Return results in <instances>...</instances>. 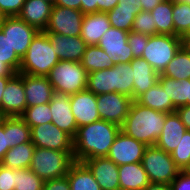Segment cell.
I'll list each match as a JSON object with an SVG mask.
<instances>
[{
    "label": "cell",
    "instance_id": "1",
    "mask_svg": "<svg viewBox=\"0 0 190 190\" xmlns=\"http://www.w3.org/2000/svg\"><path fill=\"white\" fill-rule=\"evenodd\" d=\"M120 130V126L102 119L78 127L73 138L74 161L107 156Z\"/></svg>",
    "mask_w": 190,
    "mask_h": 190
},
{
    "label": "cell",
    "instance_id": "2",
    "mask_svg": "<svg viewBox=\"0 0 190 190\" xmlns=\"http://www.w3.org/2000/svg\"><path fill=\"white\" fill-rule=\"evenodd\" d=\"M167 114L133 101L121 131L146 146L155 145L161 135Z\"/></svg>",
    "mask_w": 190,
    "mask_h": 190
},
{
    "label": "cell",
    "instance_id": "3",
    "mask_svg": "<svg viewBox=\"0 0 190 190\" xmlns=\"http://www.w3.org/2000/svg\"><path fill=\"white\" fill-rule=\"evenodd\" d=\"M59 61L47 33L38 31L33 37L25 56L21 59L19 73L47 76Z\"/></svg>",
    "mask_w": 190,
    "mask_h": 190
},
{
    "label": "cell",
    "instance_id": "4",
    "mask_svg": "<svg viewBox=\"0 0 190 190\" xmlns=\"http://www.w3.org/2000/svg\"><path fill=\"white\" fill-rule=\"evenodd\" d=\"M73 162V151H58L35 146L29 169L46 181L66 176Z\"/></svg>",
    "mask_w": 190,
    "mask_h": 190
},
{
    "label": "cell",
    "instance_id": "5",
    "mask_svg": "<svg viewBox=\"0 0 190 190\" xmlns=\"http://www.w3.org/2000/svg\"><path fill=\"white\" fill-rule=\"evenodd\" d=\"M47 78L54 91L72 95L87 89L88 73L81 62L59 61Z\"/></svg>",
    "mask_w": 190,
    "mask_h": 190
},
{
    "label": "cell",
    "instance_id": "6",
    "mask_svg": "<svg viewBox=\"0 0 190 190\" xmlns=\"http://www.w3.org/2000/svg\"><path fill=\"white\" fill-rule=\"evenodd\" d=\"M141 163L150 183L171 184L180 172L171 155L156 145L147 146Z\"/></svg>",
    "mask_w": 190,
    "mask_h": 190
},
{
    "label": "cell",
    "instance_id": "7",
    "mask_svg": "<svg viewBox=\"0 0 190 190\" xmlns=\"http://www.w3.org/2000/svg\"><path fill=\"white\" fill-rule=\"evenodd\" d=\"M181 46L182 39L179 36L152 35L149 36L148 44L143 52L142 58L157 73L162 74Z\"/></svg>",
    "mask_w": 190,
    "mask_h": 190
},
{
    "label": "cell",
    "instance_id": "8",
    "mask_svg": "<svg viewBox=\"0 0 190 190\" xmlns=\"http://www.w3.org/2000/svg\"><path fill=\"white\" fill-rule=\"evenodd\" d=\"M83 18L84 13L81 10L53 5L44 32L64 36H81Z\"/></svg>",
    "mask_w": 190,
    "mask_h": 190
},
{
    "label": "cell",
    "instance_id": "9",
    "mask_svg": "<svg viewBox=\"0 0 190 190\" xmlns=\"http://www.w3.org/2000/svg\"><path fill=\"white\" fill-rule=\"evenodd\" d=\"M2 33L8 38L9 43L17 56L22 59L38 30L27 24L18 16H6L3 20Z\"/></svg>",
    "mask_w": 190,
    "mask_h": 190
},
{
    "label": "cell",
    "instance_id": "10",
    "mask_svg": "<svg viewBox=\"0 0 190 190\" xmlns=\"http://www.w3.org/2000/svg\"><path fill=\"white\" fill-rule=\"evenodd\" d=\"M31 142L39 148L74 151L73 138L53 123L31 127Z\"/></svg>",
    "mask_w": 190,
    "mask_h": 190
},
{
    "label": "cell",
    "instance_id": "11",
    "mask_svg": "<svg viewBox=\"0 0 190 190\" xmlns=\"http://www.w3.org/2000/svg\"><path fill=\"white\" fill-rule=\"evenodd\" d=\"M100 119L122 126L129 113L133 99L121 93L96 95Z\"/></svg>",
    "mask_w": 190,
    "mask_h": 190
},
{
    "label": "cell",
    "instance_id": "12",
    "mask_svg": "<svg viewBox=\"0 0 190 190\" xmlns=\"http://www.w3.org/2000/svg\"><path fill=\"white\" fill-rule=\"evenodd\" d=\"M129 32L111 27L104 33L98 46L104 50L112 60L113 65L130 63L134 57L128 44Z\"/></svg>",
    "mask_w": 190,
    "mask_h": 190
},
{
    "label": "cell",
    "instance_id": "13",
    "mask_svg": "<svg viewBox=\"0 0 190 190\" xmlns=\"http://www.w3.org/2000/svg\"><path fill=\"white\" fill-rule=\"evenodd\" d=\"M147 146L120 130L107 155L116 165L142 162Z\"/></svg>",
    "mask_w": 190,
    "mask_h": 190
},
{
    "label": "cell",
    "instance_id": "14",
    "mask_svg": "<svg viewBox=\"0 0 190 190\" xmlns=\"http://www.w3.org/2000/svg\"><path fill=\"white\" fill-rule=\"evenodd\" d=\"M26 109L23 73H15L7 82L1 101L3 117L21 116Z\"/></svg>",
    "mask_w": 190,
    "mask_h": 190
},
{
    "label": "cell",
    "instance_id": "15",
    "mask_svg": "<svg viewBox=\"0 0 190 190\" xmlns=\"http://www.w3.org/2000/svg\"><path fill=\"white\" fill-rule=\"evenodd\" d=\"M49 105L52 115L51 123L74 138L78 127L74 115L72 114L70 95L54 91Z\"/></svg>",
    "mask_w": 190,
    "mask_h": 190
},
{
    "label": "cell",
    "instance_id": "16",
    "mask_svg": "<svg viewBox=\"0 0 190 190\" xmlns=\"http://www.w3.org/2000/svg\"><path fill=\"white\" fill-rule=\"evenodd\" d=\"M82 162L89 168L101 190H120L118 165L110 158L95 157Z\"/></svg>",
    "mask_w": 190,
    "mask_h": 190
},
{
    "label": "cell",
    "instance_id": "17",
    "mask_svg": "<svg viewBox=\"0 0 190 190\" xmlns=\"http://www.w3.org/2000/svg\"><path fill=\"white\" fill-rule=\"evenodd\" d=\"M70 105L77 127L100 120L96 95L87 89L70 95Z\"/></svg>",
    "mask_w": 190,
    "mask_h": 190
},
{
    "label": "cell",
    "instance_id": "18",
    "mask_svg": "<svg viewBox=\"0 0 190 190\" xmlns=\"http://www.w3.org/2000/svg\"><path fill=\"white\" fill-rule=\"evenodd\" d=\"M47 35L60 61L81 62L87 46L81 36H64L58 33H47Z\"/></svg>",
    "mask_w": 190,
    "mask_h": 190
},
{
    "label": "cell",
    "instance_id": "19",
    "mask_svg": "<svg viewBox=\"0 0 190 190\" xmlns=\"http://www.w3.org/2000/svg\"><path fill=\"white\" fill-rule=\"evenodd\" d=\"M26 107L49 103L53 96V87L47 76L23 74Z\"/></svg>",
    "mask_w": 190,
    "mask_h": 190
},
{
    "label": "cell",
    "instance_id": "20",
    "mask_svg": "<svg viewBox=\"0 0 190 190\" xmlns=\"http://www.w3.org/2000/svg\"><path fill=\"white\" fill-rule=\"evenodd\" d=\"M111 28L107 13L98 11L85 14L82 21L81 38L87 46L98 45L102 36Z\"/></svg>",
    "mask_w": 190,
    "mask_h": 190
},
{
    "label": "cell",
    "instance_id": "21",
    "mask_svg": "<svg viewBox=\"0 0 190 190\" xmlns=\"http://www.w3.org/2000/svg\"><path fill=\"white\" fill-rule=\"evenodd\" d=\"M53 4L45 0H26L18 17L38 31H44L51 15Z\"/></svg>",
    "mask_w": 190,
    "mask_h": 190
},
{
    "label": "cell",
    "instance_id": "22",
    "mask_svg": "<svg viewBox=\"0 0 190 190\" xmlns=\"http://www.w3.org/2000/svg\"><path fill=\"white\" fill-rule=\"evenodd\" d=\"M186 131L187 129L177 113H168L161 135L155 145L170 154L177 147Z\"/></svg>",
    "mask_w": 190,
    "mask_h": 190
},
{
    "label": "cell",
    "instance_id": "23",
    "mask_svg": "<svg viewBox=\"0 0 190 190\" xmlns=\"http://www.w3.org/2000/svg\"><path fill=\"white\" fill-rule=\"evenodd\" d=\"M134 75V101L158 83L160 74L143 58L130 62Z\"/></svg>",
    "mask_w": 190,
    "mask_h": 190
},
{
    "label": "cell",
    "instance_id": "24",
    "mask_svg": "<svg viewBox=\"0 0 190 190\" xmlns=\"http://www.w3.org/2000/svg\"><path fill=\"white\" fill-rule=\"evenodd\" d=\"M120 190H144L149 184L141 162L118 166Z\"/></svg>",
    "mask_w": 190,
    "mask_h": 190
},
{
    "label": "cell",
    "instance_id": "25",
    "mask_svg": "<svg viewBox=\"0 0 190 190\" xmlns=\"http://www.w3.org/2000/svg\"><path fill=\"white\" fill-rule=\"evenodd\" d=\"M135 101L144 107L164 113H173L176 111V107L172 104V101L159 82L139 96Z\"/></svg>",
    "mask_w": 190,
    "mask_h": 190
},
{
    "label": "cell",
    "instance_id": "26",
    "mask_svg": "<svg viewBox=\"0 0 190 190\" xmlns=\"http://www.w3.org/2000/svg\"><path fill=\"white\" fill-rule=\"evenodd\" d=\"M67 178L70 190H101L89 168L81 161H74L70 166Z\"/></svg>",
    "mask_w": 190,
    "mask_h": 190
},
{
    "label": "cell",
    "instance_id": "27",
    "mask_svg": "<svg viewBox=\"0 0 190 190\" xmlns=\"http://www.w3.org/2000/svg\"><path fill=\"white\" fill-rule=\"evenodd\" d=\"M35 145L30 141L10 148L0 164L11 169L29 168L31 165Z\"/></svg>",
    "mask_w": 190,
    "mask_h": 190
},
{
    "label": "cell",
    "instance_id": "28",
    "mask_svg": "<svg viewBox=\"0 0 190 190\" xmlns=\"http://www.w3.org/2000/svg\"><path fill=\"white\" fill-rule=\"evenodd\" d=\"M158 82L176 108L188 105V83H190V79L176 80L160 74Z\"/></svg>",
    "mask_w": 190,
    "mask_h": 190
},
{
    "label": "cell",
    "instance_id": "29",
    "mask_svg": "<svg viewBox=\"0 0 190 190\" xmlns=\"http://www.w3.org/2000/svg\"><path fill=\"white\" fill-rule=\"evenodd\" d=\"M113 92L124 94L134 100V75L130 63L113 66Z\"/></svg>",
    "mask_w": 190,
    "mask_h": 190
},
{
    "label": "cell",
    "instance_id": "30",
    "mask_svg": "<svg viewBox=\"0 0 190 190\" xmlns=\"http://www.w3.org/2000/svg\"><path fill=\"white\" fill-rule=\"evenodd\" d=\"M173 0H165L150 11L156 25L157 35L174 36Z\"/></svg>",
    "mask_w": 190,
    "mask_h": 190
},
{
    "label": "cell",
    "instance_id": "31",
    "mask_svg": "<svg viewBox=\"0 0 190 190\" xmlns=\"http://www.w3.org/2000/svg\"><path fill=\"white\" fill-rule=\"evenodd\" d=\"M162 75L176 80L190 79V53L183 46L168 63Z\"/></svg>",
    "mask_w": 190,
    "mask_h": 190
},
{
    "label": "cell",
    "instance_id": "32",
    "mask_svg": "<svg viewBox=\"0 0 190 190\" xmlns=\"http://www.w3.org/2000/svg\"><path fill=\"white\" fill-rule=\"evenodd\" d=\"M81 64L88 74L114 66L112 60L98 45L86 46Z\"/></svg>",
    "mask_w": 190,
    "mask_h": 190
},
{
    "label": "cell",
    "instance_id": "33",
    "mask_svg": "<svg viewBox=\"0 0 190 190\" xmlns=\"http://www.w3.org/2000/svg\"><path fill=\"white\" fill-rule=\"evenodd\" d=\"M139 12L140 10L137 7L116 5L112 10L107 12V15L111 27L131 32L135 16Z\"/></svg>",
    "mask_w": 190,
    "mask_h": 190
},
{
    "label": "cell",
    "instance_id": "34",
    "mask_svg": "<svg viewBox=\"0 0 190 190\" xmlns=\"http://www.w3.org/2000/svg\"><path fill=\"white\" fill-rule=\"evenodd\" d=\"M87 90L94 95L113 93V66L89 73Z\"/></svg>",
    "mask_w": 190,
    "mask_h": 190
},
{
    "label": "cell",
    "instance_id": "35",
    "mask_svg": "<svg viewBox=\"0 0 190 190\" xmlns=\"http://www.w3.org/2000/svg\"><path fill=\"white\" fill-rule=\"evenodd\" d=\"M31 141V127L20 117H8L9 149Z\"/></svg>",
    "mask_w": 190,
    "mask_h": 190
},
{
    "label": "cell",
    "instance_id": "36",
    "mask_svg": "<svg viewBox=\"0 0 190 190\" xmlns=\"http://www.w3.org/2000/svg\"><path fill=\"white\" fill-rule=\"evenodd\" d=\"M174 36L182 37L190 27V5L173 0Z\"/></svg>",
    "mask_w": 190,
    "mask_h": 190
},
{
    "label": "cell",
    "instance_id": "37",
    "mask_svg": "<svg viewBox=\"0 0 190 190\" xmlns=\"http://www.w3.org/2000/svg\"><path fill=\"white\" fill-rule=\"evenodd\" d=\"M30 127L52 122V115L49 103L26 107L20 116Z\"/></svg>",
    "mask_w": 190,
    "mask_h": 190
},
{
    "label": "cell",
    "instance_id": "38",
    "mask_svg": "<svg viewBox=\"0 0 190 190\" xmlns=\"http://www.w3.org/2000/svg\"><path fill=\"white\" fill-rule=\"evenodd\" d=\"M45 181L29 168L16 169L14 190H43Z\"/></svg>",
    "mask_w": 190,
    "mask_h": 190
},
{
    "label": "cell",
    "instance_id": "39",
    "mask_svg": "<svg viewBox=\"0 0 190 190\" xmlns=\"http://www.w3.org/2000/svg\"><path fill=\"white\" fill-rule=\"evenodd\" d=\"M175 165L182 170L190 162V131H186L177 147L170 153Z\"/></svg>",
    "mask_w": 190,
    "mask_h": 190
},
{
    "label": "cell",
    "instance_id": "40",
    "mask_svg": "<svg viewBox=\"0 0 190 190\" xmlns=\"http://www.w3.org/2000/svg\"><path fill=\"white\" fill-rule=\"evenodd\" d=\"M0 60L7 64L15 73H19L21 59L12 49L8 38L5 37L2 31H0Z\"/></svg>",
    "mask_w": 190,
    "mask_h": 190
},
{
    "label": "cell",
    "instance_id": "41",
    "mask_svg": "<svg viewBox=\"0 0 190 190\" xmlns=\"http://www.w3.org/2000/svg\"><path fill=\"white\" fill-rule=\"evenodd\" d=\"M132 31L149 36L157 35L156 25L150 11H140L133 22Z\"/></svg>",
    "mask_w": 190,
    "mask_h": 190
},
{
    "label": "cell",
    "instance_id": "42",
    "mask_svg": "<svg viewBox=\"0 0 190 190\" xmlns=\"http://www.w3.org/2000/svg\"><path fill=\"white\" fill-rule=\"evenodd\" d=\"M149 40V35L136 33V32H129L128 34V44L132 49L133 57L142 58L143 52L147 47Z\"/></svg>",
    "mask_w": 190,
    "mask_h": 190
},
{
    "label": "cell",
    "instance_id": "43",
    "mask_svg": "<svg viewBox=\"0 0 190 190\" xmlns=\"http://www.w3.org/2000/svg\"><path fill=\"white\" fill-rule=\"evenodd\" d=\"M16 169L4 167L0 164V190H14Z\"/></svg>",
    "mask_w": 190,
    "mask_h": 190
},
{
    "label": "cell",
    "instance_id": "44",
    "mask_svg": "<svg viewBox=\"0 0 190 190\" xmlns=\"http://www.w3.org/2000/svg\"><path fill=\"white\" fill-rule=\"evenodd\" d=\"M26 0H0V12L6 16H18Z\"/></svg>",
    "mask_w": 190,
    "mask_h": 190
},
{
    "label": "cell",
    "instance_id": "45",
    "mask_svg": "<svg viewBox=\"0 0 190 190\" xmlns=\"http://www.w3.org/2000/svg\"><path fill=\"white\" fill-rule=\"evenodd\" d=\"M8 150V117H3L0 122V162Z\"/></svg>",
    "mask_w": 190,
    "mask_h": 190
},
{
    "label": "cell",
    "instance_id": "46",
    "mask_svg": "<svg viewBox=\"0 0 190 190\" xmlns=\"http://www.w3.org/2000/svg\"><path fill=\"white\" fill-rule=\"evenodd\" d=\"M43 190H70V184L67 175L61 178L46 180Z\"/></svg>",
    "mask_w": 190,
    "mask_h": 190
},
{
    "label": "cell",
    "instance_id": "47",
    "mask_svg": "<svg viewBox=\"0 0 190 190\" xmlns=\"http://www.w3.org/2000/svg\"><path fill=\"white\" fill-rule=\"evenodd\" d=\"M171 188L172 190H190V176L180 170L177 177L171 182Z\"/></svg>",
    "mask_w": 190,
    "mask_h": 190
},
{
    "label": "cell",
    "instance_id": "48",
    "mask_svg": "<svg viewBox=\"0 0 190 190\" xmlns=\"http://www.w3.org/2000/svg\"><path fill=\"white\" fill-rule=\"evenodd\" d=\"M175 112L180 117V120L185 125L186 129L190 131V105L180 106L176 108Z\"/></svg>",
    "mask_w": 190,
    "mask_h": 190
},
{
    "label": "cell",
    "instance_id": "49",
    "mask_svg": "<svg viewBox=\"0 0 190 190\" xmlns=\"http://www.w3.org/2000/svg\"><path fill=\"white\" fill-rule=\"evenodd\" d=\"M99 0H81V11L85 14L98 12Z\"/></svg>",
    "mask_w": 190,
    "mask_h": 190
},
{
    "label": "cell",
    "instance_id": "50",
    "mask_svg": "<svg viewBox=\"0 0 190 190\" xmlns=\"http://www.w3.org/2000/svg\"><path fill=\"white\" fill-rule=\"evenodd\" d=\"M54 5L81 10V0H55Z\"/></svg>",
    "mask_w": 190,
    "mask_h": 190
},
{
    "label": "cell",
    "instance_id": "51",
    "mask_svg": "<svg viewBox=\"0 0 190 190\" xmlns=\"http://www.w3.org/2000/svg\"><path fill=\"white\" fill-rule=\"evenodd\" d=\"M118 2L119 0H99V2H97L98 11L107 13L112 10L118 4Z\"/></svg>",
    "mask_w": 190,
    "mask_h": 190
},
{
    "label": "cell",
    "instance_id": "52",
    "mask_svg": "<svg viewBox=\"0 0 190 190\" xmlns=\"http://www.w3.org/2000/svg\"><path fill=\"white\" fill-rule=\"evenodd\" d=\"M165 0H140L142 4V10L152 11L158 4L162 3Z\"/></svg>",
    "mask_w": 190,
    "mask_h": 190
},
{
    "label": "cell",
    "instance_id": "53",
    "mask_svg": "<svg viewBox=\"0 0 190 190\" xmlns=\"http://www.w3.org/2000/svg\"><path fill=\"white\" fill-rule=\"evenodd\" d=\"M15 72L2 60H0V77H12Z\"/></svg>",
    "mask_w": 190,
    "mask_h": 190
},
{
    "label": "cell",
    "instance_id": "54",
    "mask_svg": "<svg viewBox=\"0 0 190 190\" xmlns=\"http://www.w3.org/2000/svg\"><path fill=\"white\" fill-rule=\"evenodd\" d=\"M144 190H172L171 184L150 183Z\"/></svg>",
    "mask_w": 190,
    "mask_h": 190
},
{
    "label": "cell",
    "instance_id": "55",
    "mask_svg": "<svg viewBox=\"0 0 190 190\" xmlns=\"http://www.w3.org/2000/svg\"><path fill=\"white\" fill-rule=\"evenodd\" d=\"M117 5L137 7L140 11H142V4L140 3V0H119Z\"/></svg>",
    "mask_w": 190,
    "mask_h": 190
},
{
    "label": "cell",
    "instance_id": "56",
    "mask_svg": "<svg viewBox=\"0 0 190 190\" xmlns=\"http://www.w3.org/2000/svg\"><path fill=\"white\" fill-rule=\"evenodd\" d=\"M11 77H0V113H1V101L3 98V92L5 91L6 84Z\"/></svg>",
    "mask_w": 190,
    "mask_h": 190
},
{
    "label": "cell",
    "instance_id": "57",
    "mask_svg": "<svg viewBox=\"0 0 190 190\" xmlns=\"http://www.w3.org/2000/svg\"><path fill=\"white\" fill-rule=\"evenodd\" d=\"M182 46L190 53V36H182Z\"/></svg>",
    "mask_w": 190,
    "mask_h": 190
},
{
    "label": "cell",
    "instance_id": "58",
    "mask_svg": "<svg viewBox=\"0 0 190 190\" xmlns=\"http://www.w3.org/2000/svg\"><path fill=\"white\" fill-rule=\"evenodd\" d=\"M182 171H183L185 174H187V175L190 176V162H189V164H188L186 167H184V168L182 169Z\"/></svg>",
    "mask_w": 190,
    "mask_h": 190
},
{
    "label": "cell",
    "instance_id": "59",
    "mask_svg": "<svg viewBox=\"0 0 190 190\" xmlns=\"http://www.w3.org/2000/svg\"><path fill=\"white\" fill-rule=\"evenodd\" d=\"M4 18H5V16L0 12V31H1V27H2Z\"/></svg>",
    "mask_w": 190,
    "mask_h": 190
},
{
    "label": "cell",
    "instance_id": "60",
    "mask_svg": "<svg viewBox=\"0 0 190 190\" xmlns=\"http://www.w3.org/2000/svg\"><path fill=\"white\" fill-rule=\"evenodd\" d=\"M188 105H190V83H188Z\"/></svg>",
    "mask_w": 190,
    "mask_h": 190
},
{
    "label": "cell",
    "instance_id": "61",
    "mask_svg": "<svg viewBox=\"0 0 190 190\" xmlns=\"http://www.w3.org/2000/svg\"><path fill=\"white\" fill-rule=\"evenodd\" d=\"M176 1H181V2H184V3H188L190 5V0H176Z\"/></svg>",
    "mask_w": 190,
    "mask_h": 190
},
{
    "label": "cell",
    "instance_id": "62",
    "mask_svg": "<svg viewBox=\"0 0 190 190\" xmlns=\"http://www.w3.org/2000/svg\"><path fill=\"white\" fill-rule=\"evenodd\" d=\"M183 36H190V27H189L188 31Z\"/></svg>",
    "mask_w": 190,
    "mask_h": 190
},
{
    "label": "cell",
    "instance_id": "63",
    "mask_svg": "<svg viewBox=\"0 0 190 190\" xmlns=\"http://www.w3.org/2000/svg\"><path fill=\"white\" fill-rule=\"evenodd\" d=\"M45 1H48V2H50V3H52L54 5L55 0H45Z\"/></svg>",
    "mask_w": 190,
    "mask_h": 190
},
{
    "label": "cell",
    "instance_id": "64",
    "mask_svg": "<svg viewBox=\"0 0 190 190\" xmlns=\"http://www.w3.org/2000/svg\"><path fill=\"white\" fill-rule=\"evenodd\" d=\"M2 118H3V116H2V114L0 113V122H1Z\"/></svg>",
    "mask_w": 190,
    "mask_h": 190
}]
</instances>
